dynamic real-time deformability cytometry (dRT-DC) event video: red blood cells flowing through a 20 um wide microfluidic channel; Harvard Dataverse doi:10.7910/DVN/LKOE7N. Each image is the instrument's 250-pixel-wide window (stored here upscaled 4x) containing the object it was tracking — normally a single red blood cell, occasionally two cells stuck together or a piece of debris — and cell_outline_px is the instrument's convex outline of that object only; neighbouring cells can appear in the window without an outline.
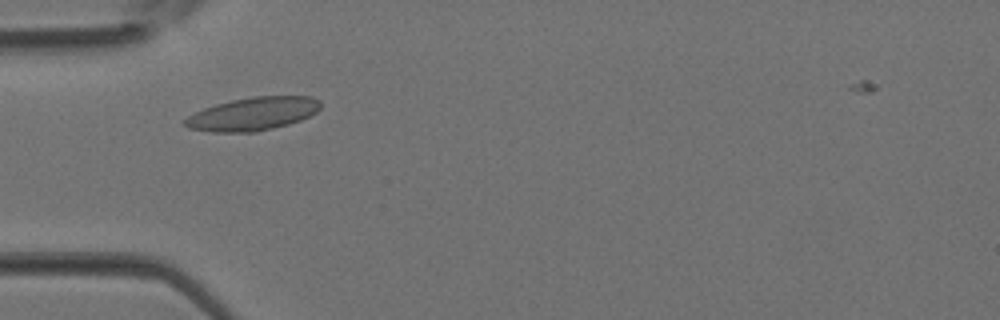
{"species": "Egyptian fruit bat (a non-hibernating species)", "species_latin": "Rousettus aegyptiacus", "temperature_condition": "room temperature", "stored_images_in_passage": 2, "camera_frame_rate_fps": 3000, "um_per_image_px": 0.085, "animal": {"sex": "female"}, "frame": {"image": 1, "passage_image": 2, "time_ms": 0.333, "image_size_px": [1000, 320], "cell_outline_px": [[320, 108], [316, 112], [300, 120], [288, 124], [256, 132], [212, 132], [188, 128], [180, 124], [188, 116], [204, 108], [216, 104], [232, 100], [252, 96], [312, 96], [320, 100]], "centroid_in_image_um": [21.47, 9.68], "position_along_channel_um": 63.5, "area_um2": 26.24}}